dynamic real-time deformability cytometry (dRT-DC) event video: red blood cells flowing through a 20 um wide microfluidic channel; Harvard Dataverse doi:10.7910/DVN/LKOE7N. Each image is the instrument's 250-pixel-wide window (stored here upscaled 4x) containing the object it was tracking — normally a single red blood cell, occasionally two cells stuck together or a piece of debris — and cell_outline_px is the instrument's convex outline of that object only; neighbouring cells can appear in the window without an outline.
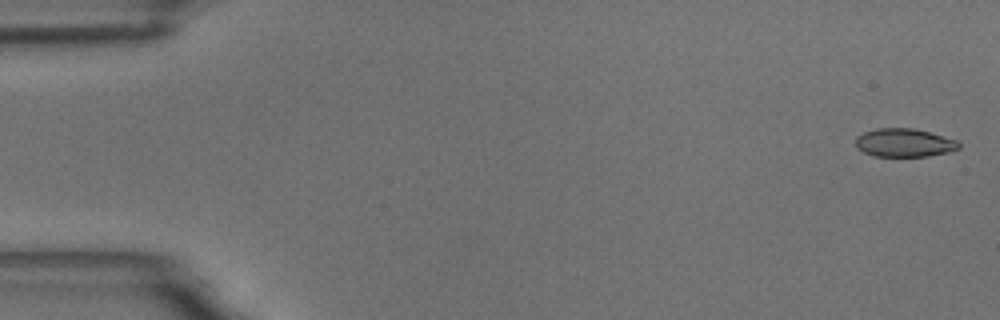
{"species": "common noctule bat (a hibernating species)", "species_latin": "Nyctalus noctula", "temperature_condition": "room temperature", "stored_images_in_passage": 5, "camera_frame_rate_fps": 3000, "um_per_image_px": 0.085, "animal": {"sex": "male", "body_mass_g": 18.8}, "frame": {"image": 1, "passage_image": 1, "time_ms": 0.0, "image_size_px": [1000, 320], "cell_outline_px": [[960, 148], [948, 152], [928, 156], [872, 156], [856, 148], [856, 136], [864, 132], [876, 128], [912, 128], [928, 132], [956, 140], [960, 144]], "centroid_in_image_um": [76.82, 12.13], "position_along_channel_um": 8.2, "area_um2": 16.99}}
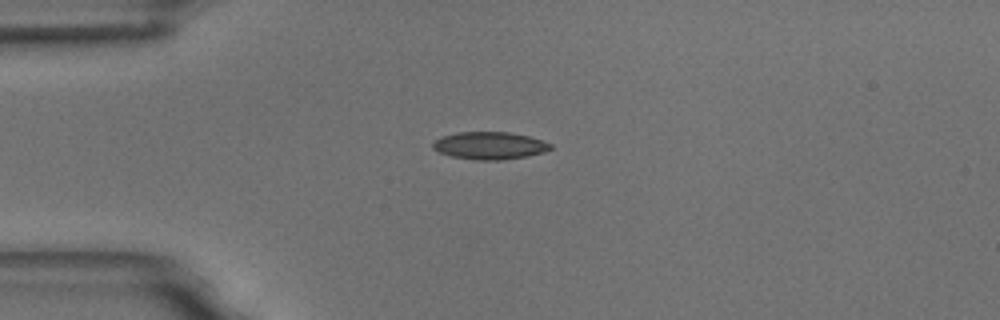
{"frame": {"image": 2, "passage_image": 5, "time_ms": 4.333, "image_size_px": [1000, 320], "cell_outline_px": [[552, 148], [544, 152], [528, 156], [504, 160], [476, 160], [452, 156], [440, 152], [432, 148], [432, 144], [436, 140], [444, 136], [456, 132], [508, 132], [528, 136], [552, 144]], "centroid_in_image_um": [41.64, 12.38], "position_along_channel_um": 43.4, "area_um2": 18.73}}